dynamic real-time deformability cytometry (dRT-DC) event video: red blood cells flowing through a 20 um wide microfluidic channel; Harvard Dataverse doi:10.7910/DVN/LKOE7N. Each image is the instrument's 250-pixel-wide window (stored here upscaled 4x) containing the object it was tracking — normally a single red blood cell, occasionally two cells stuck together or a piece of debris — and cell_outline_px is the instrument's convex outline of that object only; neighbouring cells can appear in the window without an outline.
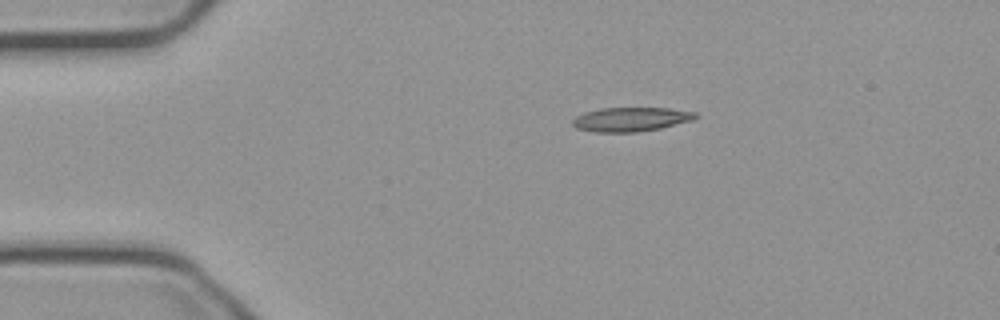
{"species": "common noctule bat (a hibernating species)", "species_latin": "Nyctalus noctula", "temperature_condition": "cold", "stored_images_in_passage": 45, "camera_frame_rate_fps": 3000, "um_per_image_px": 0.085, "animal": {"sex": "male", "body_mass_g": 23.1, "forearm_length_mm": 52.7}, "frame": {"image": 1, "passage_image": 1, "time_ms": 0.0, "image_size_px": [1000, 320], "cell_outline_px": [[700, 116], [692, 120], [660, 128], [636, 132], [596, 132], [576, 128], [572, 124], [572, 120], [576, 116], [584, 112], [600, 108], [668, 108], [696, 112]], "centroid_in_image_um": [53.62, 10.14], "position_along_channel_um": 31.4, "area_um2": 17.28}}
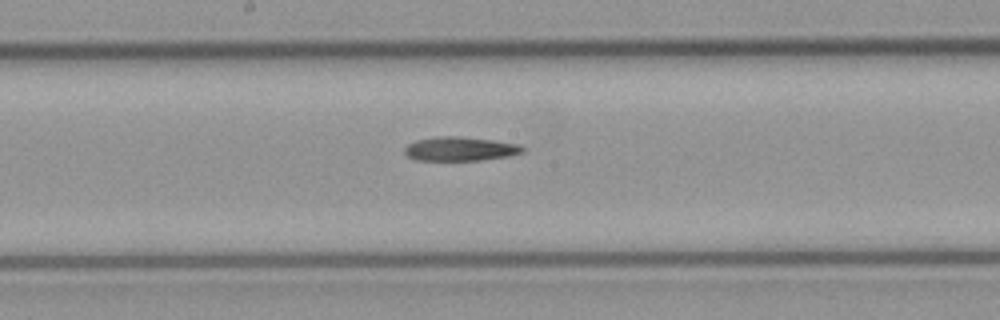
{"frame": {"image": 2, "passage_image": 19, "time_ms": 6.0, "image_size_px": [1000, 320], "cell_outline_px": [[524, 152], [508, 156], [480, 160], [416, 160], [408, 156], [404, 152], [404, 148], [408, 144], [416, 140], [436, 136], [456, 136], [492, 140], [520, 144], [524, 148]], "centroid_in_image_um": [39.1, 12.65], "position_along_channel_um": 209.1, "area_um2": 16.47}}
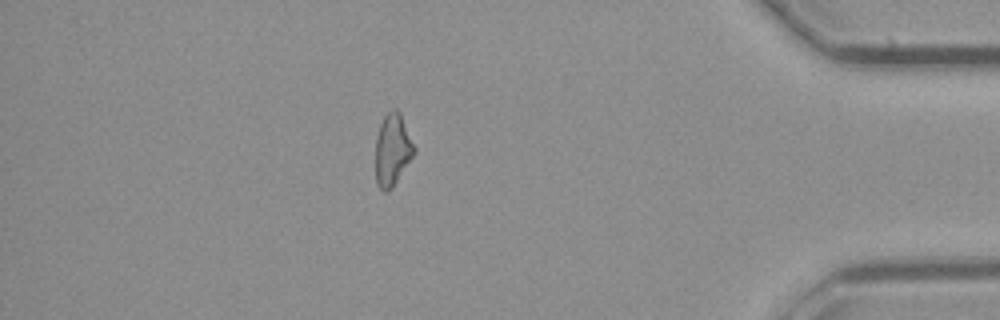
{"frame": {"image": 3, "passage_image": 38, "time_ms": 12.333, "image_size_px": [1000, 320], "cell_outline_px": [[416, 152], [392, 188], [388, 192], [384, 192], [376, 184], [376, 136], [380, 124], [384, 116], [392, 108], [396, 108], [400, 112], [416, 148]], "centroid_in_image_um": [33.37, 12.73], "position_along_channel_um": 401.8, "area_um2": 16.36}}